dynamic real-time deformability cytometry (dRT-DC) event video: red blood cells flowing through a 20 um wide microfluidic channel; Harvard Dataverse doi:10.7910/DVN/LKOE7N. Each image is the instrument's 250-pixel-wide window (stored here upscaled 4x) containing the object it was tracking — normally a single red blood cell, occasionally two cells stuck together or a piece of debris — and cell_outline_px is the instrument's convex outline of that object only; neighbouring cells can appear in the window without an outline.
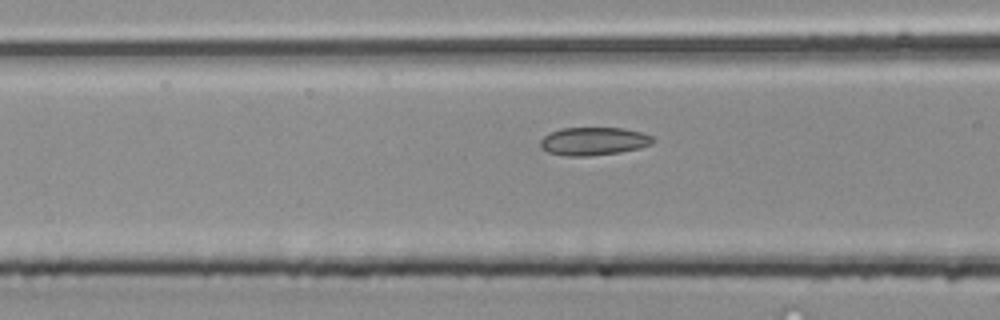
{"species": "common noctule bat (a hibernating species)", "species_latin": "Nyctalus noctula", "temperature_condition": "room temperature", "stored_images_in_passage": 16, "camera_frame_rate_fps": 3000, "um_per_image_px": 0.085, "animal": {"sex": "male", "body_mass_g": 20.4}, "frame": {"image": 1, "passage_image": 14, "time_ms": 4.333, "image_size_px": [1000, 320], "cell_outline_px": [[656, 140], [652, 144], [640, 148], [620, 152], [588, 156], [564, 156], [548, 152], [540, 148], [540, 140], [544, 136], [560, 128], [624, 128], [640, 132], [652, 136]], "centroid_in_image_um": [50.46, 12.01], "position_along_channel_um": 116.1, "area_um2": 18.5}}